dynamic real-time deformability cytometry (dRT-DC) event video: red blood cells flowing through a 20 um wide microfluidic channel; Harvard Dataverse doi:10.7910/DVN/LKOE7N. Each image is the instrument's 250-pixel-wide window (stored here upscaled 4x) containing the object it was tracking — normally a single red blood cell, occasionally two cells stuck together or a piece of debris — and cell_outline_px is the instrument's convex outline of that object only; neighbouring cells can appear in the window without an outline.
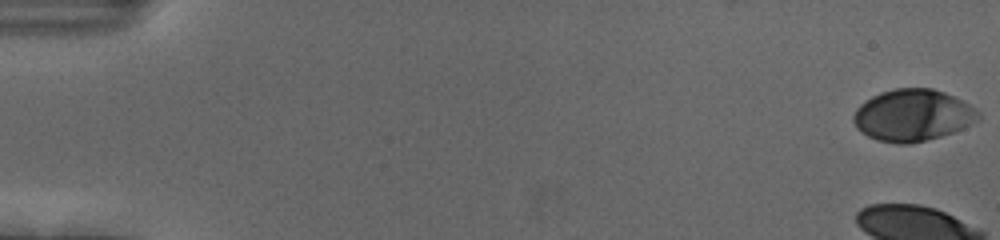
{"species": "human", "species_latin": "Homo sapiens", "temperature_condition": "cold", "stored_images_in_passage": 47, "camera_frame_rate_fps": 3000, "um_per_image_px": 0.085, "donor": {"sex": "female"}, "frame": {"image": 1, "passage_image": 1, "time_ms": 0.0, "image_size_px": [1000, 240], "cell_outline_px": [[980, 120], [964, 128], [940, 136], [908, 144], [896, 144], [876, 140], [860, 132], [856, 128], [852, 120], [852, 116], [856, 108], [860, 104], [872, 96], [880, 92], [896, 88], [932, 88], [944, 92], [968, 104], [980, 112]], "centroid_in_image_um": [77.55, 9.8], "position_along_channel_um": 7.5, "area_um2": 37.8}}